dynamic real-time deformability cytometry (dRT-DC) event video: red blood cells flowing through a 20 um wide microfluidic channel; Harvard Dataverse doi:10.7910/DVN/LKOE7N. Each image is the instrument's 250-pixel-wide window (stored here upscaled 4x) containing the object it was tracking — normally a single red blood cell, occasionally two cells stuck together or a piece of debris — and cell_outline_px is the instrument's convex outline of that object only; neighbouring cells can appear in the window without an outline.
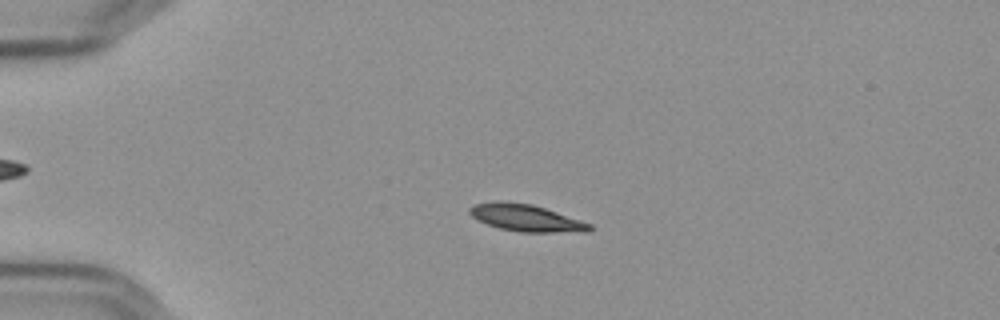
{"species": "Egyptian fruit bat (a non-hibernating species)", "species_latin": "Rousettus aegyptiacus", "temperature_condition": "cold", "stored_images_in_passage": 57, "camera_frame_rate_fps": 3000, "um_per_image_px": 0.085, "frame": {"image": 1, "passage_image": 14, "time_ms": 4.333, "image_size_px": [1000, 320], "cell_outline_px": [[592, 228], [588, 232], [520, 232], [500, 228], [476, 220], [468, 212], [468, 208], [472, 204], [496, 200], [504, 200], [532, 204], [592, 224]], "centroid_in_image_um": [44.65, 18.5], "position_along_channel_um": 40.3, "area_um2": 19.02}}
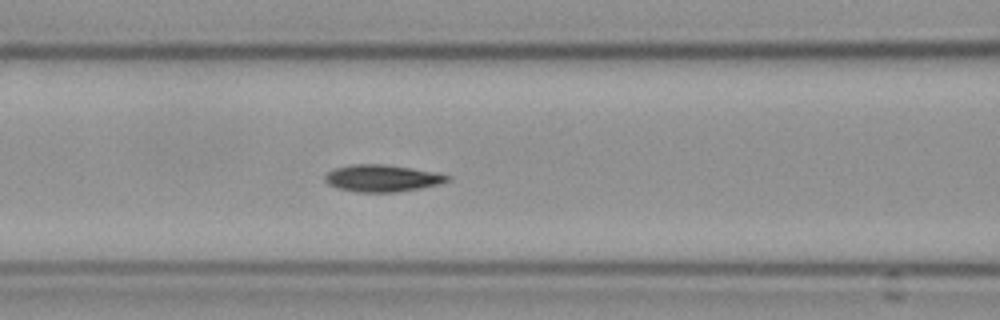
{"frame": {"image": 2, "passage_image": 25, "time_ms": 8.0, "image_size_px": [1000, 320], "cell_outline_px": [[452, 180], [440, 184], [420, 188], [396, 192], [356, 192], [336, 188], [328, 184], [324, 180], [324, 176], [332, 168], [352, 164], [384, 164], [412, 168], [436, 172], [452, 176]], "centroid_in_image_um": [32.49, 15.14], "position_along_channel_um": 134.1, "area_um2": 19.54}}
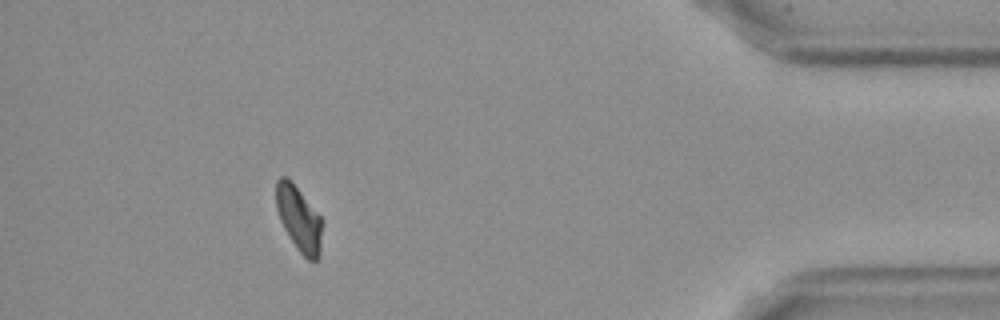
{"frame": {"image": 3, "passage_image": 52, "time_ms": 17.0, "image_size_px": [1000, 320], "cell_outline_px": [[320, 252], [316, 260], [308, 260], [296, 248], [288, 236], [280, 220], [276, 208], [276, 180], [280, 176], [288, 176], [292, 180], [320, 216]], "centroid_in_image_um": [25.36, 18.53], "position_along_channel_um": 409.8, "area_um2": 17.28}, "authors_computed_cell_mechanics": {"area_um2": 18.3226, "velocity_mm_per_s": 3.5874, "shape_relaxation_time_tau1_ms": 4.4674, "shape_relaxation_time_tau2_ms": 1.2292, "deformation_change_tau1": 0.1056, "deformation_change_tau2": 0.0463}}